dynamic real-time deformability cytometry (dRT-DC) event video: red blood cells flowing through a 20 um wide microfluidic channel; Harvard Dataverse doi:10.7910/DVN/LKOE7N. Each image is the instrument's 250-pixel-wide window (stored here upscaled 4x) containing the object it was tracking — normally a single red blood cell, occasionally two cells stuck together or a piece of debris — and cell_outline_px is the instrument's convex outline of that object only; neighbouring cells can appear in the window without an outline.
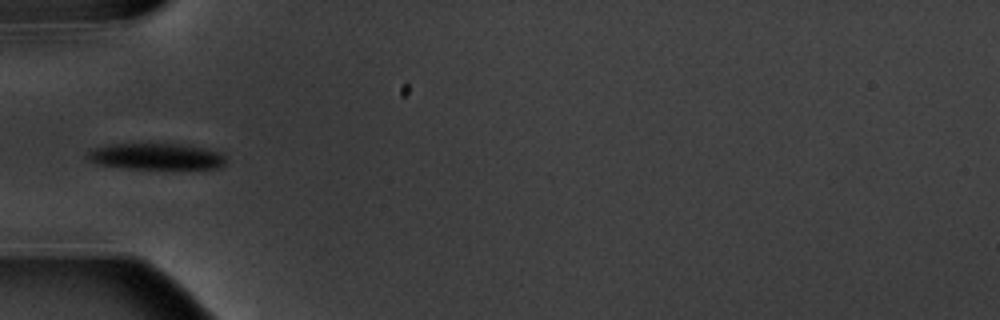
{"species": "common noctule bat (a hibernating species)", "species_latin": "Nyctalus noctula", "temperature_condition": "warm", "stored_images_in_passage": 5, "camera_frame_rate_fps": 3000, "um_per_image_px": 0.085, "animal": {"sex": "male", "body_mass_g": 20.1, "forearm_length_mm": 53.5}, "frame": {"image": 1, "passage_image": 5, "time_ms": 4.333, "image_size_px": [1000, 320], "cell_outline_px": [[228, 160], [220, 168], [128, 168], [100, 164], [88, 160], [84, 156], [92, 148], [108, 144], [148, 140], [188, 144], [224, 152], [228, 156]], "centroid_in_image_um": [13.31, 13.22], "position_along_channel_um": 71.7, "area_um2": 22.66}}